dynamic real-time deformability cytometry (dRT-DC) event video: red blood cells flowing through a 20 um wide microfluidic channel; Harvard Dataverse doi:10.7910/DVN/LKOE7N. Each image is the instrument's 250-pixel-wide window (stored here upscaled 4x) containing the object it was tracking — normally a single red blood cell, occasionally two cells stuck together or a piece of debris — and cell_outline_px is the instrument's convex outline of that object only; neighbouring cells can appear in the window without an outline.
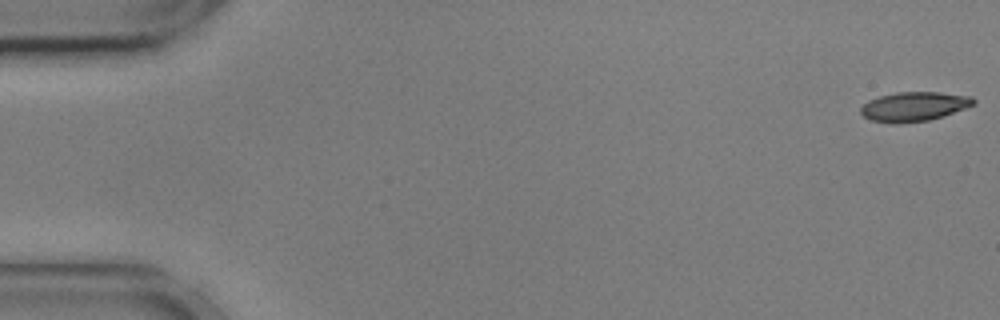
{"species": "common noctule bat (a hibernating species)", "species_latin": "Nyctalus noctula", "temperature_condition": "cold", "stored_images_in_passage": 13, "camera_frame_rate_fps": 3000, "um_per_image_px": 0.085, "animal": {"sex": "male", "body_mass_g": 17.9, "forearm_length_mm": 54.2}, "frame": {"image": 1, "passage_image": 1, "time_ms": 0.0, "image_size_px": [1000, 320], "cell_outline_px": [[976, 104], [944, 116], [928, 120], [896, 124], [892, 124], [872, 120], [864, 116], [860, 112], [860, 108], [868, 100], [880, 96], [896, 92], [940, 92], [972, 96], [976, 100]], "centroid_in_image_um": [77.71, 9.05], "position_along_channel_um": 7.3, "area_um2": 19.42}}